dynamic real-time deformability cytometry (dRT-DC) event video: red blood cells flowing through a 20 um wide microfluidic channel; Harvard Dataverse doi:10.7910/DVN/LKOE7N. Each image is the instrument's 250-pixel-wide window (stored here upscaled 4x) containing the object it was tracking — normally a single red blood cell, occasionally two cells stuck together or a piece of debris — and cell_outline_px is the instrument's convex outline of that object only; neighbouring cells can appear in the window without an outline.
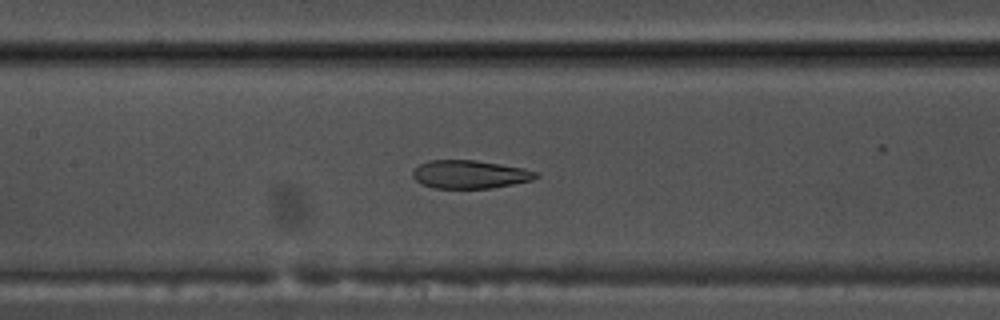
{"species": "common noctule bat (a hibernating species)", "species_latin": "Nyctalus noctula", "temperature_condition": "warm", "stored_images_in_passage": 39, "camera_frame_rate_fps": 3000, "um_per_image_px": 0.085, "animal": {"sex": "male", "body_mass_g": 17.5, "forearm_length_mm": 52.3}, "frame": {"image": 1, "passage_image": 17, "time_ms": 5.333, "image_size_px": [1000, 320], "cell_outline_px": [[540, 176], [532, 180], [492, 188], [432, 188], [420, 184], [412, 176], [412, 172], [420, 164], [428, 160], [472, 160], [500, 164], [524, 168], [536, 172]], "centroid_in_image_um": [39.91, 14.82], "position_along_channel_um": 167.5, "area_um2": 20.23}}
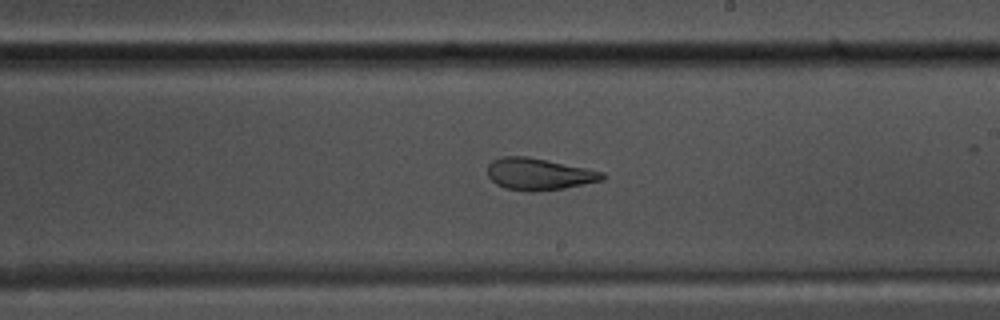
{"frame": {"image": 2, "passage_image": 23, "time_ms": 7.333, "image_size_px": [1000, 320], "cell_outline_px": [[608, 176], [604, 180], [564, 188], [536, 192], [532, 192], [504, 188], [496, 184], [488, 176], [488, 164], [492, 160], [504, 156], [528, 156], [588, 168], [604, 172]], "centroid_in_image_um": [45.84, 14.8], "position_along_channel_um": 243.2, "area_um2": 21.56}, "authors_computed_cell_mechanics": {"area_um2": 22.6576, "velocity_mm_per_s": 3.8039, "shape_relaxation_time_tau1_ms": null, "shape_relaxation_time_tau2_ms": 1.7464, "deformation_change_tau1": null, "deformation_change_tau2": 0.0898}}